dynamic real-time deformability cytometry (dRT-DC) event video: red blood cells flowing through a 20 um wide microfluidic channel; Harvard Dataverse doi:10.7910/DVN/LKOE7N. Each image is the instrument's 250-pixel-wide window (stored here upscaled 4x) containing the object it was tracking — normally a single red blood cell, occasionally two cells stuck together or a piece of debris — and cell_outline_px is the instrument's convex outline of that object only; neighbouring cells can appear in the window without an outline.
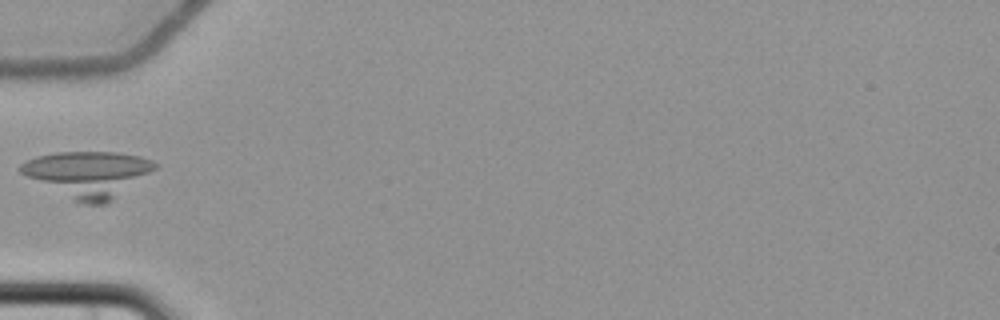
{"species": "common noctule bat (a hibernating species)", "species_latin": "Nyctalus noctula", "temperature_condition": "cold", "stored_images_in_passage": 8, "camera_frame_rate_fps": 3000, "um_per_image_px": 0.085, "animal": {"sex": "female", "body_mass_g": 22.7, "forearm_length_mm": 54.2}, "frame": {"image": 1, "passage_image": 8, "time_ms": 8.333, "image_size_px": [1000, 320], "cell_outline_px": [[160, 164], [156, 168], [112, 200], [104, 204], [88, 204], [72, 200], [20, 172], [16, 168], [20, 164], [36, 156], [56, 152], [116, 152], [140, 156], [152, 160]], "centroid_in_image_um": [7.49, 14.77], "position_along_channel_um": 77.5, "area_um2": 35.49}}